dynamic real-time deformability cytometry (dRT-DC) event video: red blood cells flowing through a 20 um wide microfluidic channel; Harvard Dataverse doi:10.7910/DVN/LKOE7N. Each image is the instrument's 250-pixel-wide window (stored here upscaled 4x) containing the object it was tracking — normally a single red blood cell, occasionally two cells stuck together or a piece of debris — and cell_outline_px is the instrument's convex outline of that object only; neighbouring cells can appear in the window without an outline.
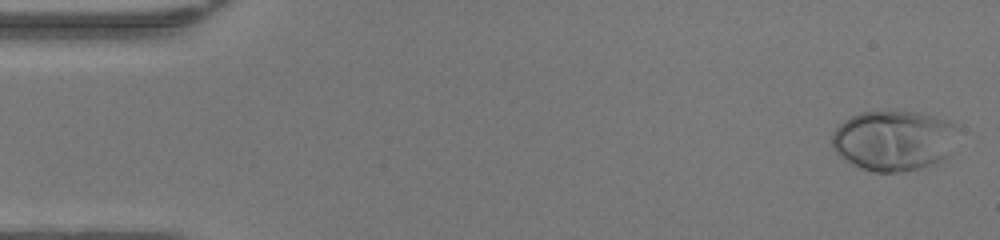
{"species": "human", "species_latin": "Homo sapiens", "temperature_condition": "warm", "stored_images_in_passage": 47, "camera_frame_rate_fps": 3000, "um_per_image_px": 0.085, "donor": {"sex": "female"}, "frame": {"image": 1, "passage_image": 1, "time_ms": 0.0, "image_size_px": [1000, 240], "cell_outline_px": [[960, 128], [948, 156], [932, 164], [920, 168], [900, 172], [872, 172], [852, 164], [844, 160], [832, 148], [832, 132], [844, 120], [860, 112], [920, 112], [948, 120], [956, 124]], "centroid_in_image_um": [75.98, 11.94], "position_along_channel_um": 9.0, "area_um2": 44.51}}
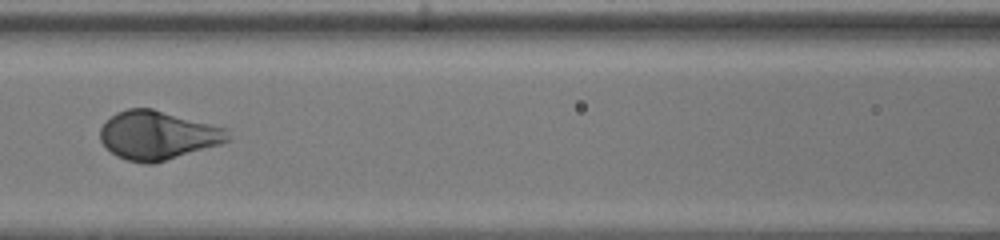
{"frame": {"image": 2, "passage_image": 21, "time_ms": 6.667, "image_size_px": [1000, 240], "cell_outline_px": [[232, 140], [220, 144], [156, 164], [144, 164], [128, 160], [116, 156], [100, 140], [100, 128], [116, 112], [128, 108], [152, 108], [228, 128]], "centroid_in_image_um": [13.45, 11.5], "position_along_channel_um": 153.2, "area_um2": 36.47}}
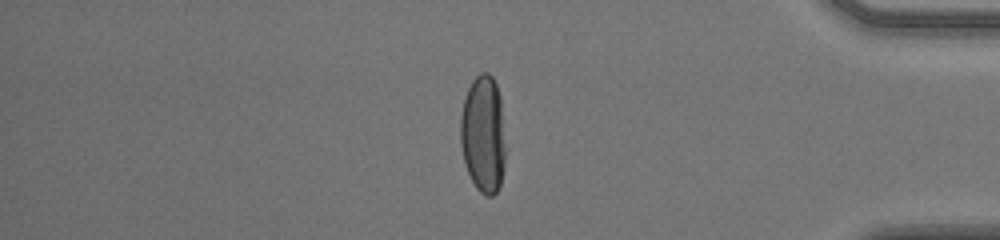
{"frame": {"image": 3, "passage_image": 40, "time_ms": 13.0, "image_size_px": [1000, 240], "cell_outline_px": [[504, 168], [500, 184], [496, 192], [492, 196], [488, 196], [480, 192], [476, 188], [464, 164], [460, 144], [460, 116], [464, 100], [468, 88], [472, 80], [480, 72], [488, 72], [492, 76], [496, 84], [500, 96], [504, 148]], "centroid_in_image_um": [41.05, 11.4], "position_along_channel_um": 394.2, "area_um2": 30.81}, "authors_computed_cell_mechanics": {"area_um2": 36.4718, "velocity_mm_per_s": 4.2988, "shape_relaxation_time_tau1_ms": 2.0937, "shape_relaxation_time_tau2_ms": null, "deformation_change_tau1": 0.1773, "deformation_change_tau2": null}}